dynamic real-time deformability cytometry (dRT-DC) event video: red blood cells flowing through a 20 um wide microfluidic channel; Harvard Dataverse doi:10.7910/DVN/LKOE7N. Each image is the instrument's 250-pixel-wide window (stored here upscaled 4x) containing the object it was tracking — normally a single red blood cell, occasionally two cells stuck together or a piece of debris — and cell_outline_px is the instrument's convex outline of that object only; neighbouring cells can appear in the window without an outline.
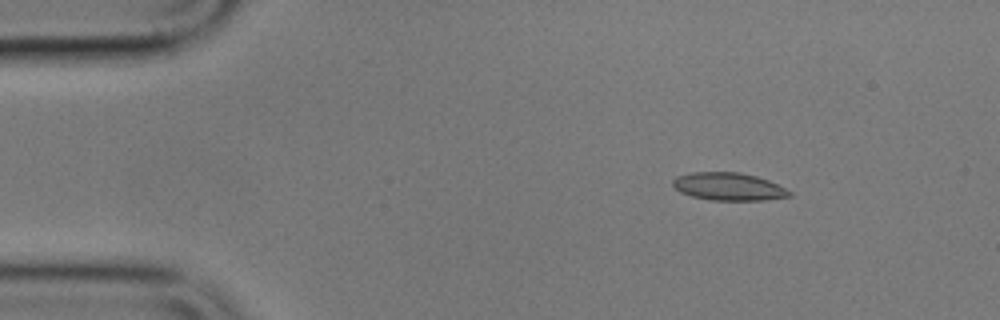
{"species": "common noctule bat (a hibernating species)", "species_latin": "Nyctalus noctula", "temperature_condition": "cold", "stored_images_in_passage": 2, "camera_frame_rate_fps": 3000, "um_per_image_px": 0.085, "animal": {"sex": "male", "body_mass_g": 17.9}, "frame": {"image": 1, "passage_image": 1, "time_ms": 0.0, "image_size_px": [1000, 320], "cell_outline_px": [[792, 196], [764, 200], [708, 200], [692, 196], [680, 192], [672, 184], [672, 180], [676, 176], [692, 172], [740, 172], [756, 176], [768, 180], [792, 192]], "centroid_in_image_um": [61.91, 15.86], "position_along_channel_um": 23.1, "area_um2": 18.84}}